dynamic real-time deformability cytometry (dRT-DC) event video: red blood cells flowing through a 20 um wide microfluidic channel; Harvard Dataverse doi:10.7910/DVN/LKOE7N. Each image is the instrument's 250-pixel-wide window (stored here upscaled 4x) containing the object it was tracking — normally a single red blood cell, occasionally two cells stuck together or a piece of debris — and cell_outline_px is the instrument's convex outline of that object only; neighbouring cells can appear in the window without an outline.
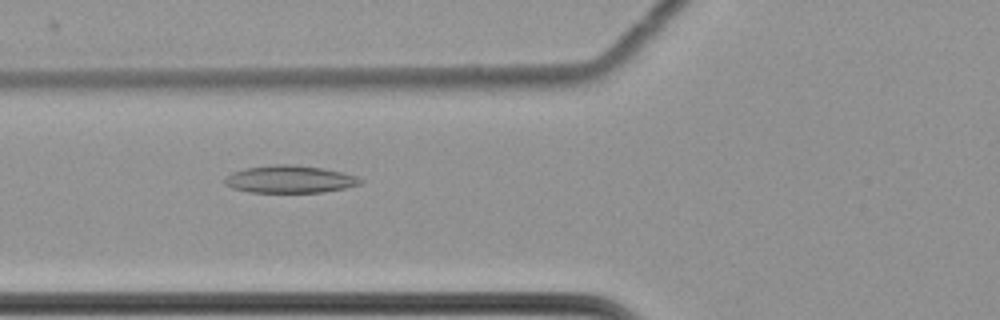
{"species": "common noctule bat (a hibernating species)", "species_latin": "Nyctalus noctula", "temperature_condition": "cold", "stored_images_in_passage": 47, "camera_frame_rate_fps": 3000, "um_per_image_px": 0.085, "animal": {"sex": "female", "body_mass_g": 22.7, "forearm_length_mm": 54.2}, "frame": {"image": 1, "passage_image": 11, "time_ms": 3.333, "image_size_px": [1000, 320], "cell_outline_px": [[364, 180], [360, 184], [344, 188], [324, 192], [248, 192], [232, 188], [224, 184], [224, 180], [232, 172], [244, 168], [272, 164], [296, 164], [324, 168], [344, 172], [356, 176]], "centroid_in_image_um": [24.64, 15.22], "position_along_channel_um": 101.2, "area_um2": 21.91}}
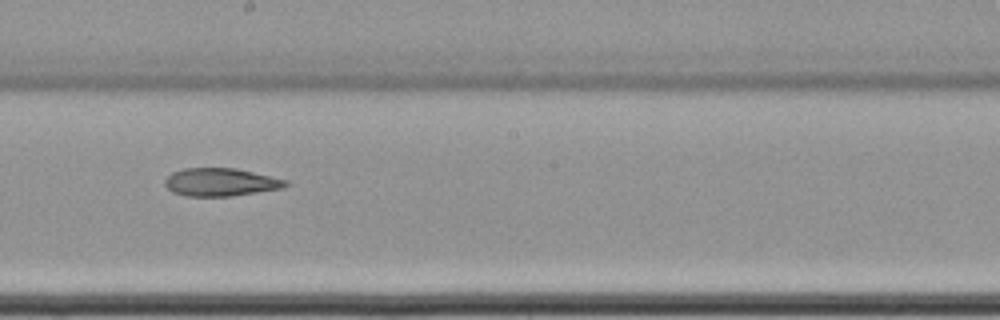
{"frame": {"image": 2, "passage_image": 22, "time_ms": 7.0, "image_size_px": [1000, 320], "cell_outline_px": [[288, 184], [284, 188], [232, 196], [184, 196], [172, 192], [164, 184], [164, 180], [172, 172], [184, 168], [236, 168], [288, 180]], "centroid_in_image_um": [18.75, 15.48], "position_along_channel_um": 229.5, "area_um2": 19.77}}
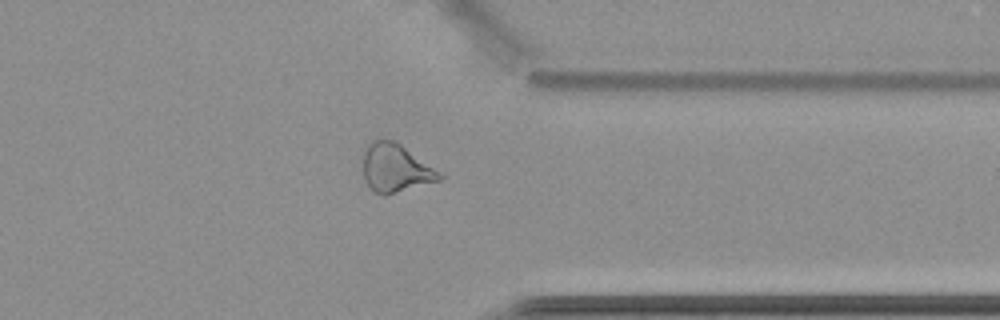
{"frame": {"image": 3, "passage_image": 35, "time_ms": 11.333, "image_size_px": [1000, 320], "cell_outline_px": [[444, 176], [440, 180], [384, 196], [372, 192], [364, 176], [364, 152], [368, 144], [372, 140], [392, 140], [400, 144], [440, 172]], "centroid_in_image_um": [33.61, 14.31], "position_along_channel_um": 377.8, "area_um2": 21.15}}